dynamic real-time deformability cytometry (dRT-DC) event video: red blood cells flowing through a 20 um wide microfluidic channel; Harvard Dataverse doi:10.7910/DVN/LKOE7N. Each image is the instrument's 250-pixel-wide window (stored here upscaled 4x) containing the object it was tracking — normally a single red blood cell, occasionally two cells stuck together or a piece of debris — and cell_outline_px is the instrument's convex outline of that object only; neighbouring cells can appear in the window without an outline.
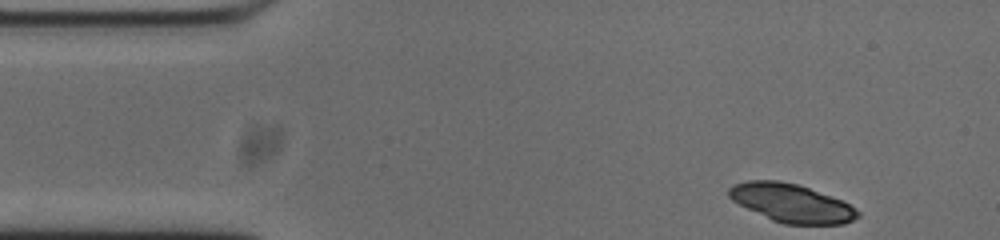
{"species": "common noctule bat (a hibernating species)", "species_latin": "Nyctalus noctula", "temperature_condition": "cold", "stored_images_in_passage": 49, "camera_frame_rate_fps": 3000, "um_per_image_px": 0.085, "animal": {"sex": "male", "body_mass_g": 20.0, "forearm_length_mm": 53.3}, "frame": {"image": 1, "passage_image": 1, "time_ms": 0.0, "image_size_px": [1000, 240], "cell_outline_px": [[860, 216], [844, 224], [784, 224], [772, 220], [732, 200], [728, 196], [728, 188], [732, 184], [748, 180], [780, 180], [796, 184], [808, 188], [840, 200], [848, 204], [860, 212]], "centroid_in_image_um": [67.25, 17.25], "position_along_channel_um": 17.8, "area_um2": 28.44}}